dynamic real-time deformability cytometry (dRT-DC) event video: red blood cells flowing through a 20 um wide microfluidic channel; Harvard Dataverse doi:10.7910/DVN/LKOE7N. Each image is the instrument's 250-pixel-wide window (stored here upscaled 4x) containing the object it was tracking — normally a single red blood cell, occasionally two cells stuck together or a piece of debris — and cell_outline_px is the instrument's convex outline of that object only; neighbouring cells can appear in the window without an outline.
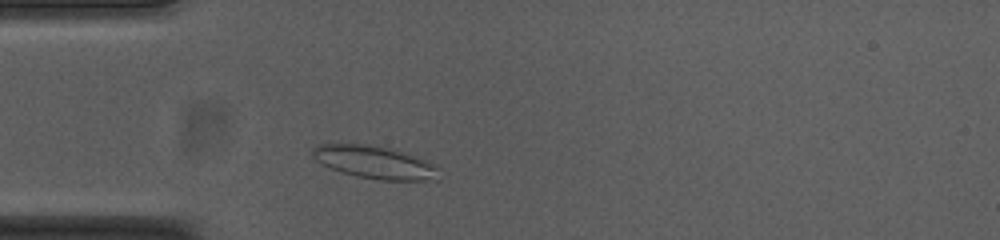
{"species": "common noctule bat (a hibernating species)", "species_latin": "Nyctalus noctula", "temperature_condition": "cold", "stored_images_in_passage": 34, "camera_frame_rate_fps": 3000, "um_per_image_px": 0.085, "animal": {"sex": "female", "body_mass_g": 23.0, "forearm_length_mm": 53.4}, "frame": {"image": 1, "passage_image": 5, "time_ms": 1.333, "image_size_px": [1000, 240], "cell_outline_px": [[440, 180], [380, 180], [356, 176], [340, 172], [316, 160], [312, 156], [312, 148], [316, 144], [360, 144], [384, 148], [400, 152], [424, 160], [432, 164], [436, 168]], "centroid_in_image_um": [31.79, 13.81], "position_along_channel_um": 53.2, "area_um2": 23.47}}
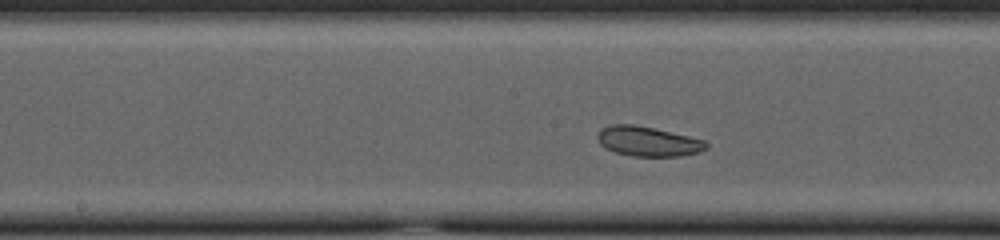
{"frame": {"image": 2, "passage_image": 17, "time_ms": 5.333, "image_size_px": [1000, 240], "cell_outline_px": [[708, 148], [700, 152], [680, 156], [632, 156], [616, 152], [600, 144], [596, 136], [596, 132], [600, 128], [612, 124], [636, 124], [708, 140]], "centroid_in_image_um": [55.1, 12.0], "position_along_channel_um": 193.1, "area_um2": 19.13}}
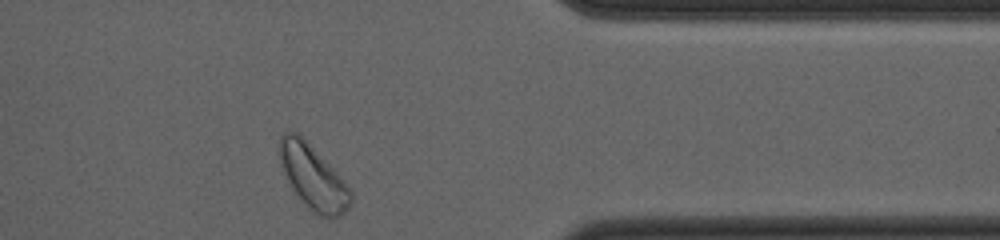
{"frame": {"image": 3, "passage_image": 34, "time_ms": 11.0, "image_size_px": [1000, 240], "cell_outline_px": [[352, 204], [340, 216], [332, 220], [328, 220], [316, 216], [300, 200], [288, 180], [284, 172], [276, 152], [280, 136], [288, 128], [296, 132], [336, 172], [352, 192]], "centroid_in_image_um": [26.58, 15.1], "position_along_channel_um": 384.8, "area_um2": 26.76}, "authors_computed_cell_mechanics": {"area_um2": 19.652, "velocity_mm_per_s": 3.6762, "shape_relaxation_time_tau1_ms": 2.6328, "shape_relaxation_time_tau2_ms": 4.4152, "deformation_change_tau1": 0.0471, "deformation_change_tau2": 0.0761}}